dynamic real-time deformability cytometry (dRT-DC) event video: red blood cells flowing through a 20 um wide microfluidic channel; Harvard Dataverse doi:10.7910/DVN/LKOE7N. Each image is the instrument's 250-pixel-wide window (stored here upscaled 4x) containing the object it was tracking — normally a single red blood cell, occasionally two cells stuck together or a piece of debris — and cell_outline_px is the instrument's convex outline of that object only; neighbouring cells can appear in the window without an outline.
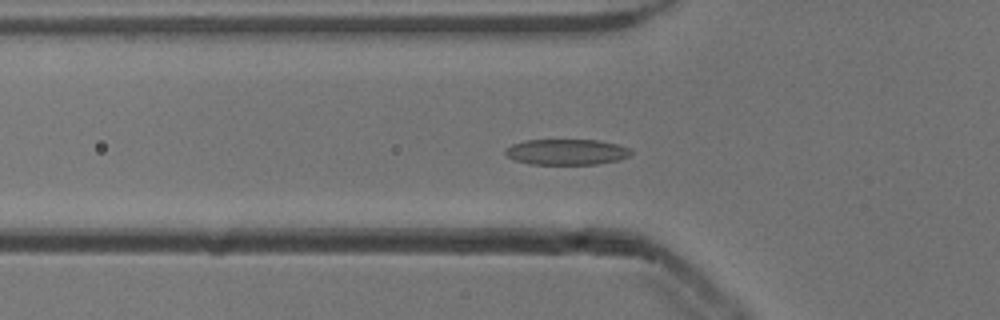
{"species": "common noctule bat (a hibernating species)", "species_latin": "Nyctalus noctula", "temperature_condition": "cold", "stored_images_in_passage": 40, "camera_frame_rate_fps": 3000, "um_per_image_px": 0.085, "animal": {"sex": "male", "body_mass_g": 13.3}, "frame": {"image": 1, "passage_image": 13, "time_ms": 4.0, "image_size_px": [1000, 320], "cell_outline_px": [[632, 152], [628, 156], [620, 160], [596, 164], [528, 164], [516, 160], [508, 156], [504, 152], [504, 148], [512, 144], [524, 140], [600, 140], [616, 144], [628, 148]], "centroid_in_image_um": [48.13, 12.91], "position_along_channel_um": 77.7, "area_um2": 18.84}}
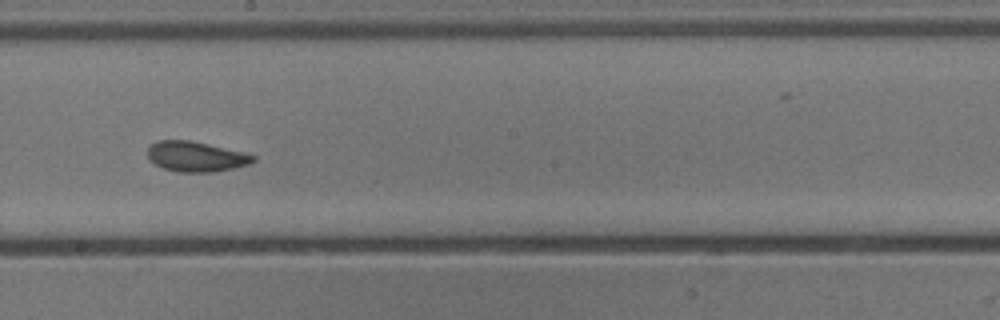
{"frame": {"image": 2, "passage_image": 25, "time_ms": 8.0, "image_size_px": [1000, 320], "cell_outline_px": [[256, 160], [248, 164], [232, 168], [212, 172], [180, 172], [164, 168], [148, 160], [148, 148], [156, 140], [188, 140], [208, 144], [256, 156]], "centroid_in_image_um": [16.61, 13.31], "position_along_channel_um": 231.6, "area_um2": 18.26}}
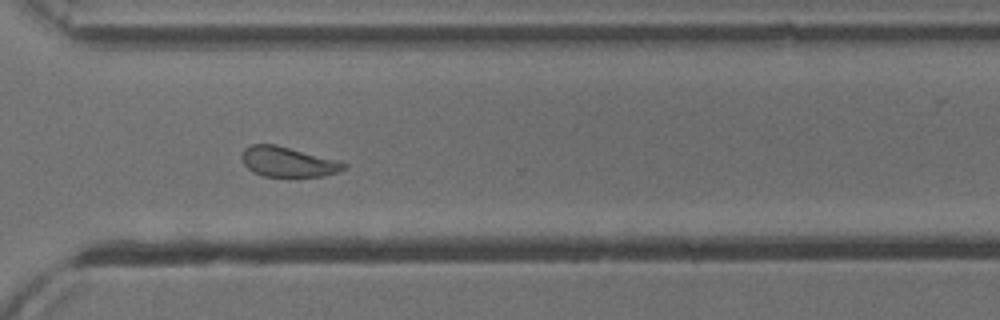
{"frame": {"image": 3, "passage_image": 34, "time_ms": 11.0, "image_size_px": [1000, 320], "cell_outline_px": [[348, 168], [324, 176], [264, 176], [252, 172], [244, 164], [240, 156], [244, 148], [252, 144], [276, 144], [340, 160], [348, 164]], "centroid_in_image_um": [24.49, 13.74], "position_along_channel_um": 346.1, "area_um2": 18.09}, "authors_computed_cell_mechanics": {"area_um2": 18.6116, "velocity_mm_per_s": 3.8225, "shape_relaxation_time_tau1_ms": 3.7338, "shape_relaxation_time_tau2_ms": 1.986, "deformation_change_tau1": 0.1191, "deformation_change_tau2": 0.0869}}